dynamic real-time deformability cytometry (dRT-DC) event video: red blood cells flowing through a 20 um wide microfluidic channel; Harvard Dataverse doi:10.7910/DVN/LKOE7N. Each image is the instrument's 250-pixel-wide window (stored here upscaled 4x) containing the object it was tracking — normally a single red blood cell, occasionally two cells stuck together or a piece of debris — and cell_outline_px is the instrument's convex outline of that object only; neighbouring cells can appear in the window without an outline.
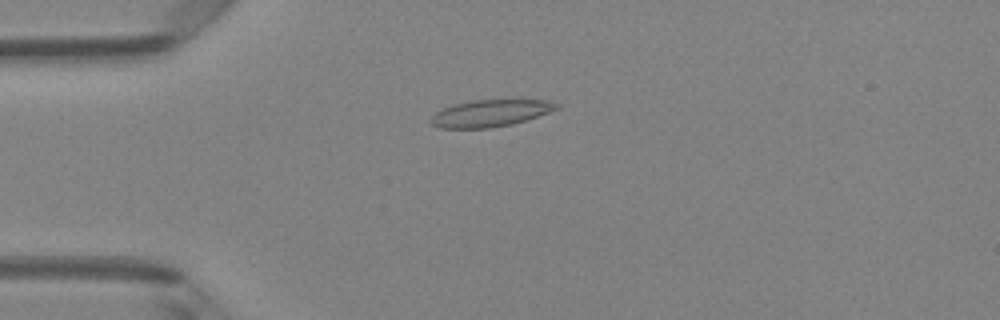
{"species": "Egyptian fruit bat (a non-hibernating species)", "species_latin": "Rousettus aegyptiacus", "temperature_condition": "room temperature", "stored_images_in_passage": 6, "camera_frame_rate_fps": 3000, "um_per_image_px": 0.085, "animal": {"sex": "female"}, "frame": {"image": 1, "passage_image": 4, "time_ms": 1.0, "image_size_px": [1000, 320], "cell_outline_px": [[560, 108], [512, 124], [488, 128], [440, 128], [432, 124], [432, 116], [436, 112], [444, 108], [456, 104], [472, 100], [548, 100], [560, 104]], "centroid_in_image_um": [41.7, 9.62], "position_along_channel_um": 43.3, "area_um2": 19.36}}
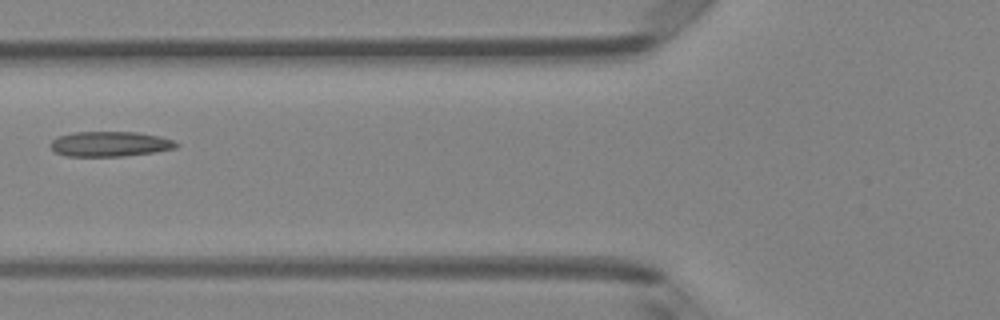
{"frame": {"image": 2, "passage_image": 6, "time_ms": 1.667, "image_size_px": [1000, 320], "cell_outline_px": [[180, 144], [176, 148], [156, 152], [124, 156], [64, 156], [56, 152], [48, 144], [56, 136], [72, 132], [136, 132], [160, 136], [172, 140]], "centroid_in_image_um": [9.33, 12.24], "position_along_channel_um": 116.5, "area_um2": 18.55}}